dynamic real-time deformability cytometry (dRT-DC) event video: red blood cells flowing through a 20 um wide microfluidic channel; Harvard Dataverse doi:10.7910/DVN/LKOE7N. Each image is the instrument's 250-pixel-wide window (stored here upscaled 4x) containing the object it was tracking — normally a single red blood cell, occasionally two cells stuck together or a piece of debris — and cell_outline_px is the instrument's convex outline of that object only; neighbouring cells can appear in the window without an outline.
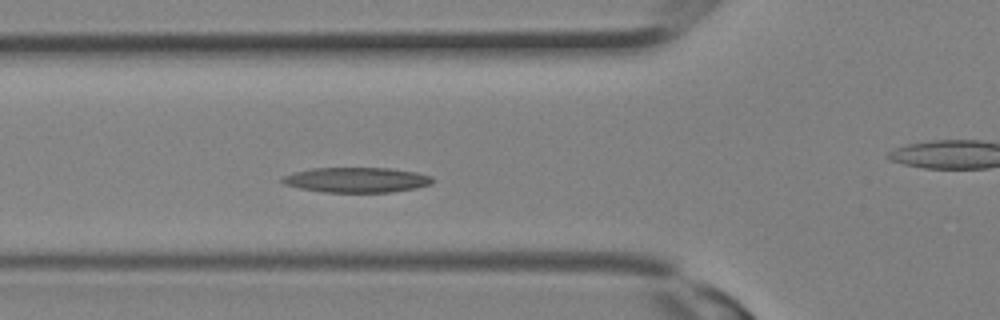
{"species": "Egyptian fruit bat (a non-hibernating species)", "species_latin": "Rousettus aegyptiacus", "temperature_condition": "room temperature", "stored_images_in_passage": 11, "segment_of_instrument_passage": [1, 2], "camera_frame_rate_fps": 3000, "um_per_image_px": 0.085, "animal": {"sex": "female"}, "frame": {"image": 1, "passage_image": 8, "time_ms": 2.333, "image_size_px": [1000, 320], "cell_outline_px": [[432, 184], [416, 188], [392, 192], [324, 192], [300, 188], [284, 184], [280, 180], [284, 176], [292, 172], [312, 168], [388, 168], [416, 172], [432, 176]], "centroid_in_image_um": [30.3, 15.29], "position_along_channel_um": 95.5, "area_um2": 21.96}}
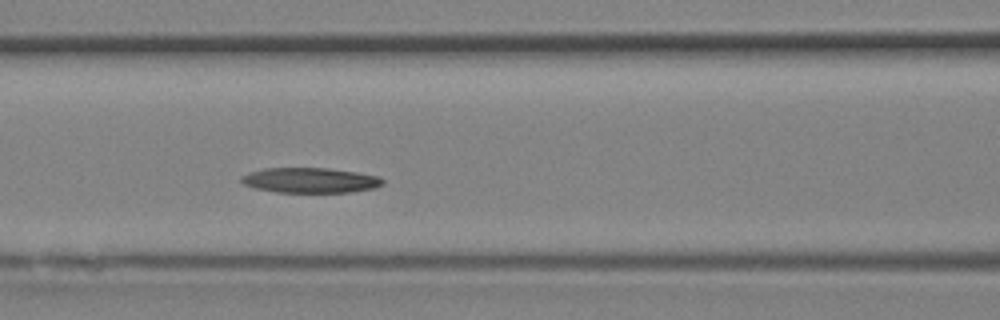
{"frame": {"image": 2, "passage_image": 10, "time_ms": 3.0, "image_size_px": [1000, 320], "cell_outline_px": [[384, 184], [376, 188], [352, 192], [276, 192], [256, 188], [244, 184], [240, 180], [240, 176], [248, 172], [264, 168], [328, 168], [356, 172], [380, 176], [384, 180]], "centroid_in_image_um": [26.39, 15.32], "position_along_channel_um": 140.2, "area_um2": 20.87}}